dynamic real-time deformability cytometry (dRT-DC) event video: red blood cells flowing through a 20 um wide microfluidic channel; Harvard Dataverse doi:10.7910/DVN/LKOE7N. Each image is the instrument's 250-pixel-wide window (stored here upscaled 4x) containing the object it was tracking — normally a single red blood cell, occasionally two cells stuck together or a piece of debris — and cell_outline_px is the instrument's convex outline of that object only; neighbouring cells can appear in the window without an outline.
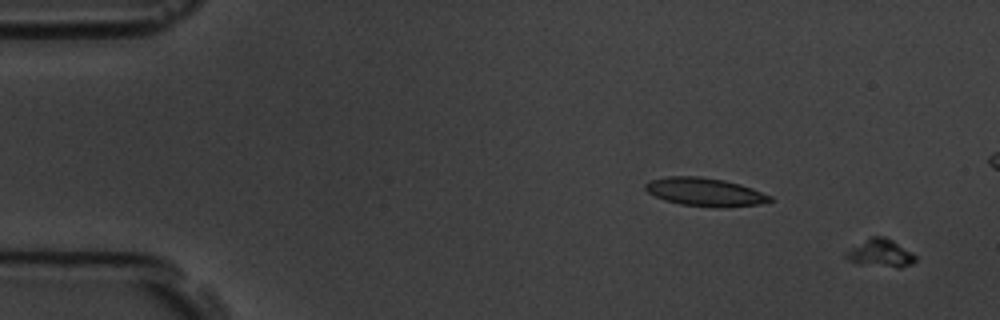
{"species": "common noctule bat (a hibernating species)", "species_latin": "Nyctalus noctula", "temperature_condition": "room temperature", "stored_images_in_passage": 61, "camera_frame_rate_fps": 3000, "um_per_image_px": 0.085, "animal": {"sex": "male", "body_mass_g": 19.5, "forearm_length_mm": 54.6}, "frame": {"image": 1, "passage_image": 3, "time_ms": 0.667, "image_size_px": [1000, 320], "cell_outline_px": [[916, 260], [912, 264], [900, 268], [896, 268], [860, 264], [848, 260], [844, 256], [844, 252], [872, 236], [884, 236], [892, 240], [912, 252], [916, 256]], "centroid_in_image_um": [74.85, 21.54], "position_along_channel_um": 10.1, "area_um2": 11.27}}
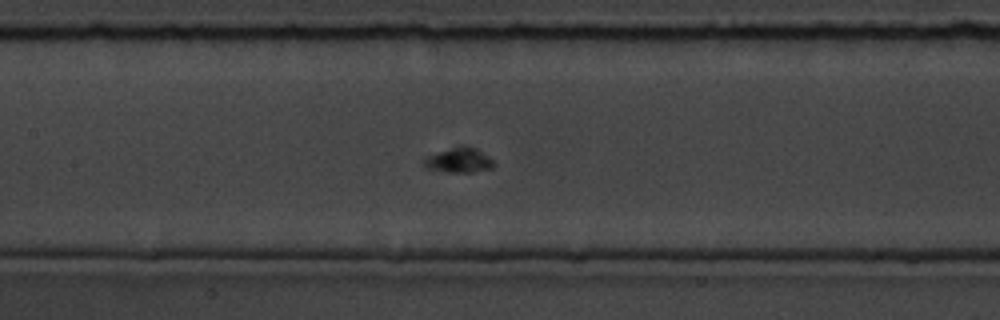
{"frame": {"image": 2, "passage_image": 29, "time_ms": 9.333, "image_size_px": [1000, 320], "cell_outline_px": [[496, 164], [492, 168], [472, 172], [444, 172], [424, 168], [424, 160], [428, 156], [460, 144], [476, 148], [492, 160]], "centroid_in_image_um": [39.01, 13.62], "position_along_channel_um": 168.4, "area_um2": 10.12}}
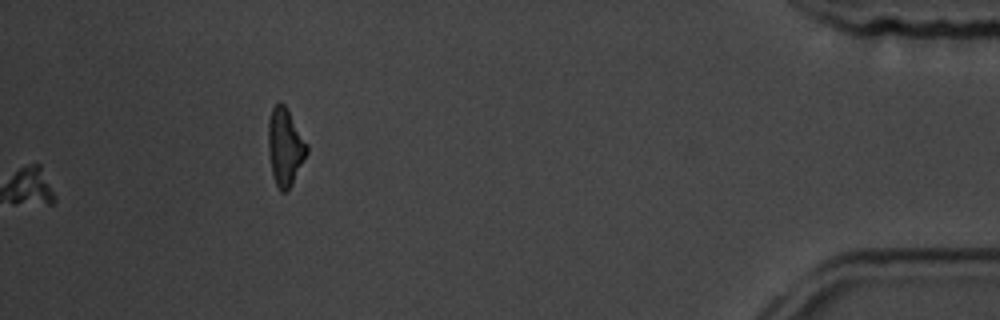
{"frame": {"image": 3, "passage_image": 61, "time_ms": 20.0, "image_size_px": [1000, 320], "cell_outline_px": [[308, 152], [292, 184], [284, 192], [280, 192], [272, 176], [268, 152], [268, 120], [272, 108], [280, 100], [288, 108], [308, 144]], "centroid_in_image_um": [24.23, 12.45], "position_along_channel_um": 411.0, "area_um2": 17.69}, "authors_computed_cell_mechanics": {"area_um2": 10.8664, "velocity_mm_per_s": 3.4464, "shape_relaxation_time_tau1_ms": 3.9233, "shape_relaxation_time_tau2_ms": null, "deformation_change_tau1": 0.1541, "deformation_change_tau2": null}}